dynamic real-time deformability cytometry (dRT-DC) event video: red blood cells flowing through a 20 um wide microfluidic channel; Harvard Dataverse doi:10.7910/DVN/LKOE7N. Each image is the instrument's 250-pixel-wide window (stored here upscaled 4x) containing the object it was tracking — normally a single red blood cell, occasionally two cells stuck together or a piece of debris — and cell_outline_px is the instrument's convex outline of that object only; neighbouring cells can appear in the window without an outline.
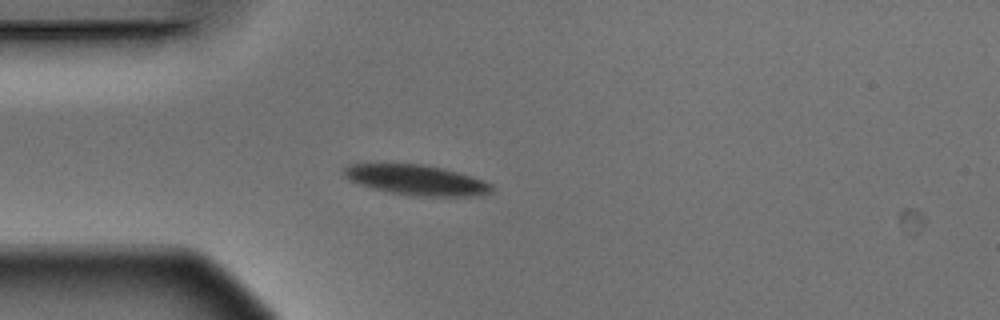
{"species": "Egyptian fruit bat (a non-hibernating species)", "species_latin": "Rousettus aegyptiacus", "temperature_condition": "warm", "stored_images_in_passage": 4, "camera_frame_rate_fps": 3000, "um_per_image_px": 0.085, "animal": {"sex": "male"}, "frame": {"image": 1, "passage_image": 3, "time_ms": 0.667, "image_size_px": [1000, 320], "cell_outline_px": [[492, 192], [484, 196], [408, 196], [388, 192], [372, 188], [348, 180], [344, 176], [344, 168], [348, 164], [424, 164], [444, 168], [472, 176], [492, 184]], "centroid_in_image_um": [35.42, 15.31], "position_along_channel_um": 49.6, "area_um2": 26.24}}